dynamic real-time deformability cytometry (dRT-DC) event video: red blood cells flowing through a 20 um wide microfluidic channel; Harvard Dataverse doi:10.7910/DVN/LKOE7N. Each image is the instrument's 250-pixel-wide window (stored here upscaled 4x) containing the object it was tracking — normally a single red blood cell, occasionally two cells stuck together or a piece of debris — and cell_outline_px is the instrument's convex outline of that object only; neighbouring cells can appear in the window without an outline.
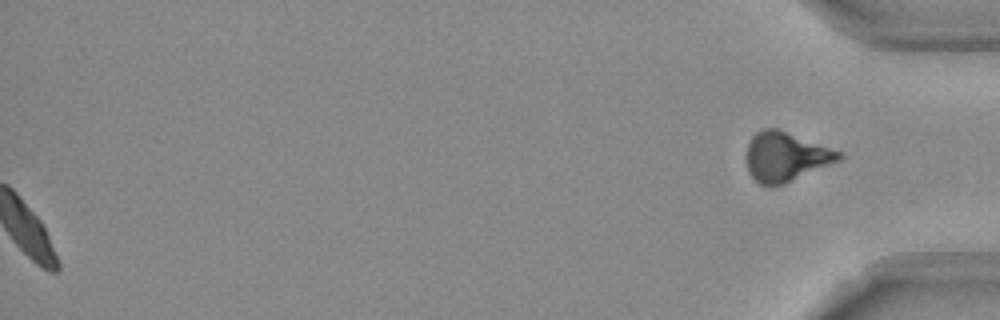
{"species": "Egyptian fruit bat (a non-hibernating species)", "species_latin": "Rousettus aegyptiacus", "temperature_condition": "room temperature", "stored_images_in_passage": 53, "segment_of_instrument_passage": [2, 2], "camera_frame_rate_fps": 3000, "um_per_image_px": 0.085, "frame": {"image": 1, "passage_image": 53, "time_ms": 17.333, "image_size_px": [1000, 320], "cell_outline_px": [[844, 156], [840, 160], [784, 184], [760, 184], [752, 176], [748, 168], [748, 144], [752, 136], [756, 132], [764, 128], [780, 128], [844, 152]], "centroid_in_image_um": [66.85, 13.27], "position_along_channel_um": 368.4, "area_um2": 26.47}}